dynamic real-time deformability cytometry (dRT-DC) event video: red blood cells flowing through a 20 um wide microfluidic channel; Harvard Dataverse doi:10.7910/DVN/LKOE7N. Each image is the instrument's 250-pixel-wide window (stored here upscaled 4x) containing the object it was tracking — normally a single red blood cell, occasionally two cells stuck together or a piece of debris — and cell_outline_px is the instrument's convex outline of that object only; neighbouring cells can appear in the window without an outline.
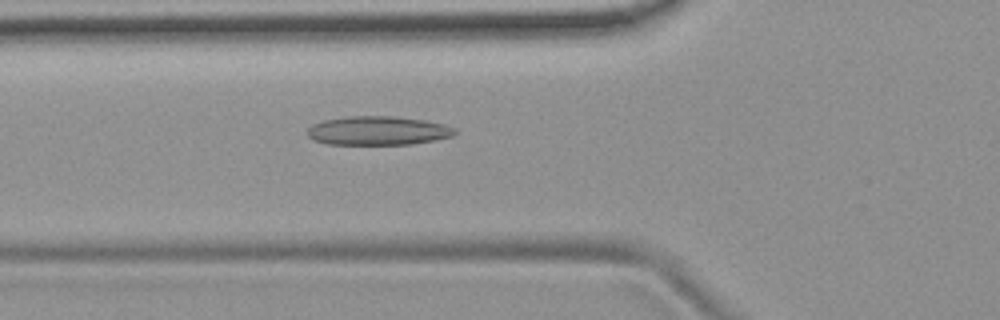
{"species": "common noctule bat (a hibernating species)", "species_latin": "Nyctalus noctula", "temperature_condition": "room temperature", "stored_images_in_passage": 53, "camera_frame_rate_fps": 3000, "um_per_image_px": 0.085, "animal": {"sex": "female", "body_mass_g": 19.9}, "frame": {"image": 1, "passage_image": 19, "time_ms": 6.0, "image_size_px": [1000, 320], "cell_outline_px": [[456, 132], [452, 136], [436, 140], [412, 144], [328, 144], [312, 140], [308, 136], [308, 128], [312, 124], [324, 120], [348, 116], [392, 116], [424, 120], [444, 124], [456, 128]], "centroid_in_image_um": [32.12, 11.11], "position_along_channel_um": 93.7, "area_um2": 24.85}}
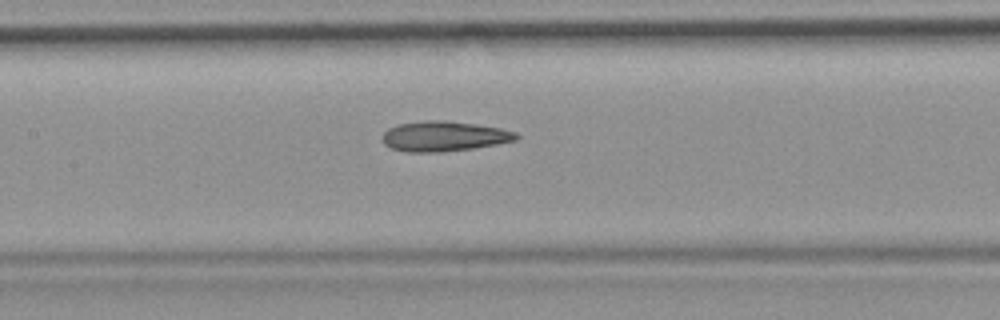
{"frame": {"image": 2, "passage_image": 25, "time_ms": 8.0, "image_size_px": [1000, 320], "cell_outline_px": [[520, 136], [516, 140], [496, 144], [472, 148], [440, 152], [408, 152], [392, 148], [384, 144], [380, 136], [388, 128], [400, 124], [424, 120], [444, 120], [476, 124], [500, 128], [516, 132]], "centroid_in_image_um": [37.72, 11.58], "position_along_channel_um": 169.7, "area_um2": 23.47}}
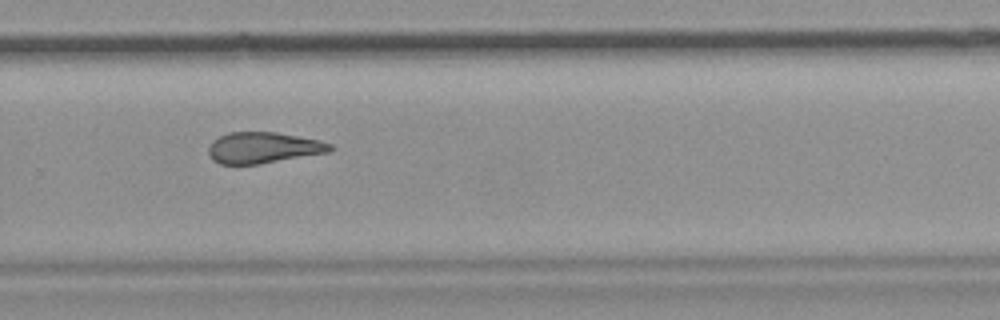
{"frame": {"image": 3, "passage_image": 36, "time_ms": 11.667, "image_size_px": [1000, 320], "cell_outline_px": [[336, 148], [332, 152], [260, 164], [220, 164], [212, 160], [208, 152], [208, 148], [212, 140], [228, 132], [276, 132], [320, 140], [332, 144]], "centroid_in_image_um": [22.42, 12.56], "position_along_channel_um": 307.4, "area_um2": 22.37}, "authors_computed_cell_mechanics": {"area_um2": 23.698, "velocity_mm_per_s": 3.7777, "shape_relaxation_time_tau1_ms": null, "shape_relaxation_time_tau2_ms": 5.1295, "deformation_change_tau1": null, "deformation_change_tau2": 0.1596}}